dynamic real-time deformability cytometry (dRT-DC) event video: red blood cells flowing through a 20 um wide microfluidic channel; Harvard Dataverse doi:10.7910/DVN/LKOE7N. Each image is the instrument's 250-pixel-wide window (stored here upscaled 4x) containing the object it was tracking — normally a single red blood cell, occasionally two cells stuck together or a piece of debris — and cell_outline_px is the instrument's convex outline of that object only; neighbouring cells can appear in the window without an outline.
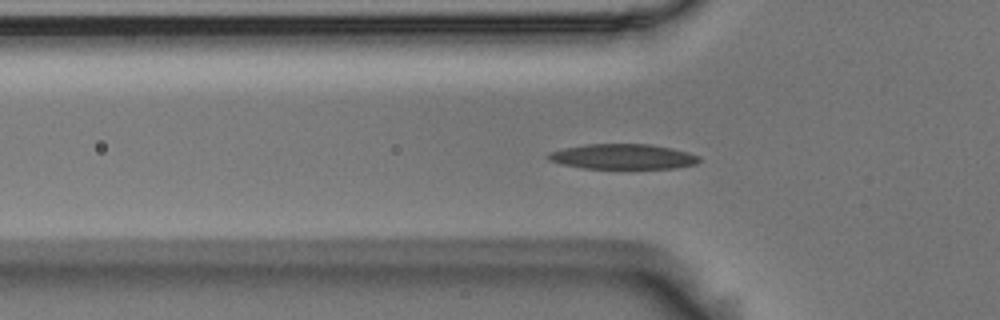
{"species": "Egyptian fruit bat (a non-hibernating species)", "species_latin": "Rousettus aegyptiacus", "temperature_condition": "room temperature", "stored_images_in_passage": 55, "camera_frame_rate_fps": 3000, "um_per_image_px": 0.085, "animal": {"sex": "male"}, "frame": {"image": 1, "passage_image": 17, "time_ms": 5.333, "image_size_px": [1000, 320], "cell_outline_px": [[700, 160], [696, 164], [676, 168], [584, 168], [560, 164], [548, 160], [544, 156], [548, 152], [564, 148], [584, 144], [652, 144], [672, 148], [688, 152], [700, 156]], "centroid_in_image_um": [52.91, 13.3], "position_along_channel_um": 72.9, "area_um2": 22.31}}
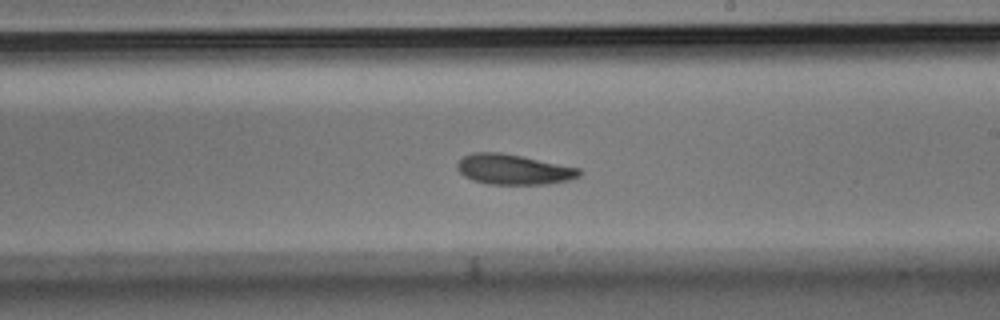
{"frame": {"image": 2, "passage_image": 31, "time_ms": 10.0, "image_size_px": [1000, 320], "cell_outline_px": [[580, 176], [568, 180], [548, 184], [488, 184], [472, 180], [464, 176], [456, 168], [456, 164], [464, 156], [472, 152], [500, 152], [580, 168]], "centroid_in_image_um": [43.61, 14.4], "position_along_channel_um": 245.4, "area_um2": 21.39}}
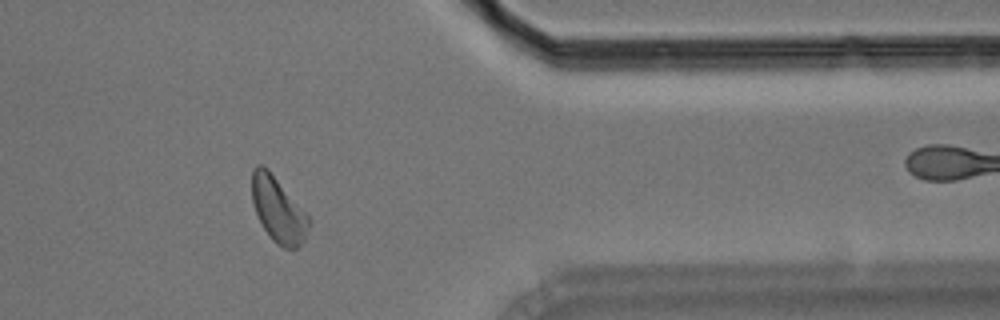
{"frame": {"image": 3, "passage_image": 44, "time_ms": 14.333, "image_size_px": [1000, 320], "cell_outline_px": [[312, 220], [304, 240], [296, 248], [284, 248], [272, 240], [264, 228], [256, 212], [252, 200], [252, 168], [256, 164], [260, 164], [268, 168]], "centroid_in_image_um": [23.65, 17.81], "position_along_channel_um": 387.8, "area_um2": 21.44}, "authors_computed_cell_mechanics": {"area_um2": 21.3282, "velocity_mm_per_s": 3.6835, "shape_relaxation_time_tau1_ms": 4.0644, "shape_relaxation_time_tau2_ms": null, "deformation_change_tau1": 0.1483, "deformation_change_tau2": null}}